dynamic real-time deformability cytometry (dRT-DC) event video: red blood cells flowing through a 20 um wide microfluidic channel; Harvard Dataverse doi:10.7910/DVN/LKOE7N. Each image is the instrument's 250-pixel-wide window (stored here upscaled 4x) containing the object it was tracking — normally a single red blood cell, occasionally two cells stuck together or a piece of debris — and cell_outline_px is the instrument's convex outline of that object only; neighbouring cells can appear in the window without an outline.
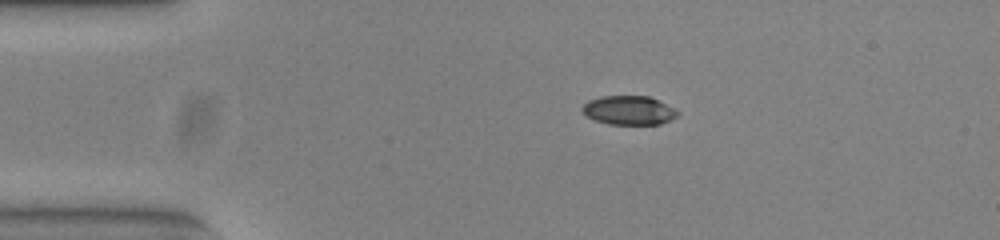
{"species": "common noctule bat (a hibernating species)", "species_latin": "Nyctalus noctula", "temperature_condition": "warm", "stored_images_in_passage": 44, "camera_frame_rate_fps": 3000, "um_per_image_px": 0.085, "animal": {"sex": "female", "body_mass_g": 23.0, "forearm_length_mm": 53.4}, "frame": {"image": 1, "passage_image": 1, "time_ms": 0.0, "image_size_px": [1000, 240], "cell_outline_px": [[680, 112], [676, 116], [660, 124], [608, 124], [596, 120], [588, 116], [580, 108], [588, 100], [600, 96], [648, 96]], "centroid_in_image_um": [53.41, 9.37], "position_along_channel_um": 31.6, "area_um2": 15.78}}
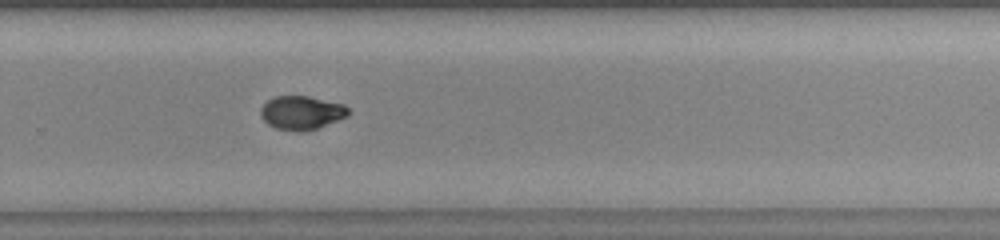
{"frame": {"image": 2, "passage_image": 26, "time_ms": 8.333, "image_size_px": [1000, 240], "cell_outline_px": [[348, 116], [316, 128], [304, 132], [300, 132], [276, 128], [268, 124], [260, 116], [260, 108], [268, 100], [276, 96], [308, 96], [344, 104], [348, 108]], "centroid_in_image_um": [25.61, 9.58], "position_along_channel_um": 304.2, "area_um2": 17.11}}
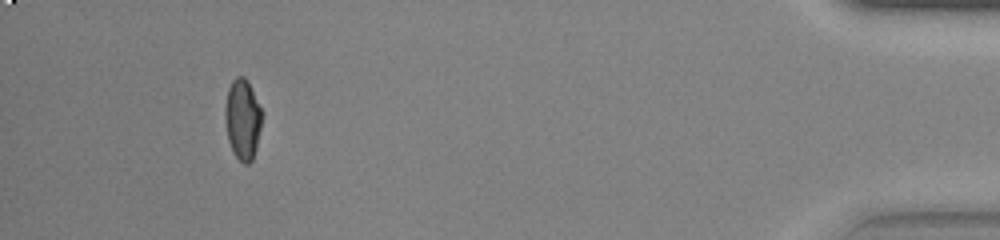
{"frame": {"image": 3, "passage_image": 40, "time_ms": 13.0, "image_size_px": [1000, 240], "cell_outline_px": [[260, 128], [256, 148], [252, 160], [248, 164], [244, 164], [236, 156], [228, 140], [224, 120], [224, 108], [228, 88], [232, 80], [236, 76], [244, 76], [248, 80], [260, 108]], "centroid_in_image_um": [20.58, 10.11], "position_along_channel_um": 414.6, "area_um2": 17.11}, "authors_computed_cell_mechanics": {"area_um2": 17.3111, "velocity_mm_per_s": 3.8545, "shape_relaxation_time_tau1_ms": 8.6935, "shape_relaxation_time_tau2_ms": 1.8583, "deformation_change_tau1": 0.273, "deformation_change_tau2": 0.0488}}